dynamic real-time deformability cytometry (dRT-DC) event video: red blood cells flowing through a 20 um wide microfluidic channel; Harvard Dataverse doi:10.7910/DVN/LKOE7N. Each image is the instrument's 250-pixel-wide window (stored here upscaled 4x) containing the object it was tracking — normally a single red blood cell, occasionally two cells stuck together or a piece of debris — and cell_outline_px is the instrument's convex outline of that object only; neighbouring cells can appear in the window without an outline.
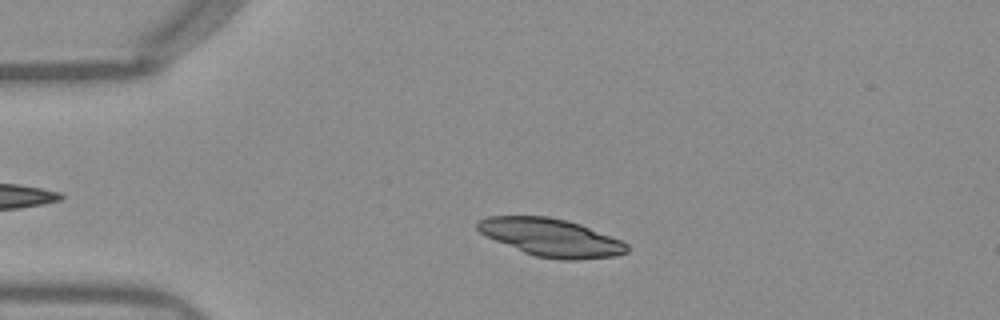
{"species": "Egyptian fruit bat (a non-hibernating species)", "species_latin": "Rousettus aegyptiacus", "temperature_condition": "warm", "stored_images_in_passage": 48, "camera_frame_rate_fps": 3000, "um_per_image_px": 0.085, "frame": {"image": 1, "passage_image": 9, "time_ms": 2.667, "image_size_px": [1000, 320], "cell_outline_px": [[628, 252], [616, 256], [576, 260], [560, 260], [536, 256], [524, 252], [496, 240], [480, 232], [476, 228], [476, 224], [480, 220], [488, 216], [548, 216], [568, 220], [580, 224], [620, 240], [628, 244]], "centroid_in_image_um": [46.86, 20.19], "position_along_channel_um": 38.1, "area_um2": 32.66}}
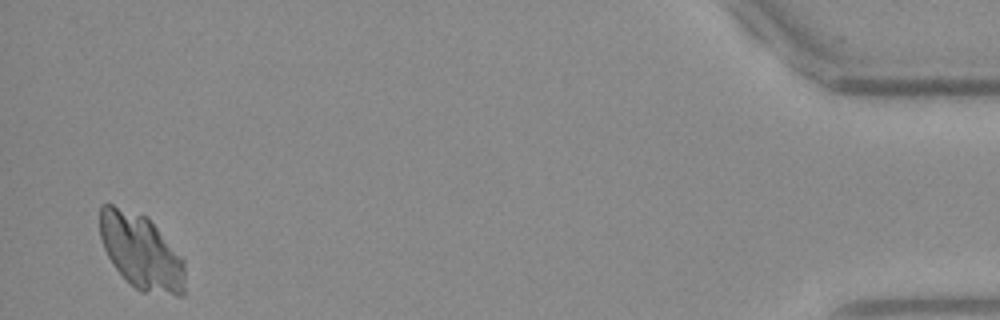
{"frame": {"image": 2, "passage_image": 47, "time_ms": 15.333, "image_size_px": [1000, 320], "cell_outline_px": [[184, 296], [176, 296], [140, 292], [112, 264], [104, 248], [100, 236], [100, 204], [112, 204], [144, 216], [156, 228], [184, 260]], "centroid_in_image_um": [11.99, 21.43], "position_along_channel_um": 423.2, "area_um2": 36.76}}